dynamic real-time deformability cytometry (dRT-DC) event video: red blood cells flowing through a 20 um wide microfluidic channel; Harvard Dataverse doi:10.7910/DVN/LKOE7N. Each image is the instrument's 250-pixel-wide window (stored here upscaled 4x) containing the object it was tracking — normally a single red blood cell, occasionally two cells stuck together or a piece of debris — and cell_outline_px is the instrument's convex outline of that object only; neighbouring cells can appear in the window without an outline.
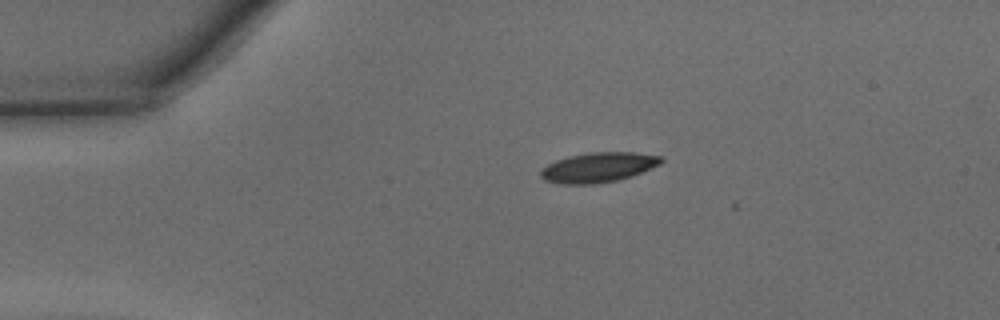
{"species": "common noctule bat (a hibernating species)", "species_latin": "Nyctalus noctula", "temperature_condition": "warm", "stored_images_in_passage": 3, "camera_frame_rate_fps": 3000, "um_per_image_px": 0.085, "animal": {"sex": "male", "body_mass_g": 15.6}, "frame": {"image": 1, "passage_image": 1, "time_ms": 0.0, "image_size_px": [1000, 320], "cell_outline_px": [[664, 160], [660, 164], [632, 176], [616, 180], [592, 184], [556, 184], [544, 180], [540, 176], [540, 172], [548, 164], [556, 160], [568, 156], [592, 152], [636, 152], [664, 156]], "centroid_in_image_um": [50.87, 14.22], "position_along_channel_um": 34.1, "area_um2": 21.04}}